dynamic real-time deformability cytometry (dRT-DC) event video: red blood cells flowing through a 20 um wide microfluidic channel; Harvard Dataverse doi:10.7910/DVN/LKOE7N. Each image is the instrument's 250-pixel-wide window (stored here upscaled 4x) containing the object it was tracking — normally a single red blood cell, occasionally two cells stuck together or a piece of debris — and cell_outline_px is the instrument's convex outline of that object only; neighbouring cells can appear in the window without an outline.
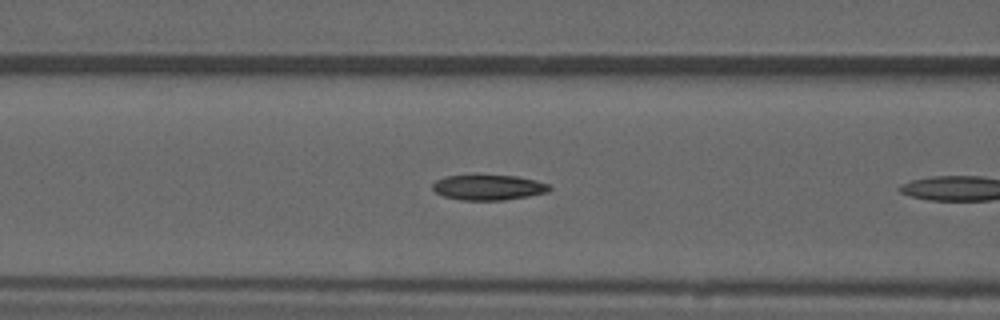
{"species": "common noctule bat (a hibernating species)", "species_latin": "Nyctalus noctula", "temperature_condition": "warm", "stored_images_in_passage": 7, "camera_frame_rate_fps": 3000, "um_per_image_px": 0.085, "animal": {"sex": "male", "forearm_length_mm": 52.5}, "frame": {"image": 1, "passage_image": 5, "time_ms": 1.333, "image_size_px": [1000, 320], "cell_outline_px": [[552, 188], [548, 192], [528, 196], [504, 200], [460, 200], [444, 196], [436, 192], [432, 188], [432, 184], [436, 180], [444, 176], [516, 176], [536, 180], [548, 184]], "centroid_in_image_um": [41.52, 15.94], "position_along_channel_um": 125.1, "area_um2": 17.05}}